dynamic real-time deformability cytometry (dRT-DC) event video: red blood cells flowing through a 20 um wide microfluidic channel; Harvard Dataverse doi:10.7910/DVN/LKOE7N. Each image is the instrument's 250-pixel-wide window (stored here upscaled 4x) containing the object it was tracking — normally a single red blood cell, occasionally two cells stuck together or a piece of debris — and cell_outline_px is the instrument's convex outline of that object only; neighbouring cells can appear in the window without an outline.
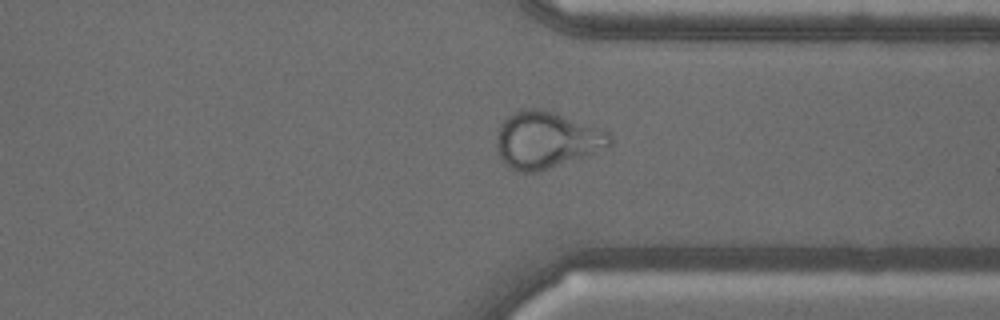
{"species": "common noctule bat (a hibernating species)", "species_latin": "Nyctalus noctula", "temperature_condition": "warm", "stored_images_in_passage": 48, "camera_frame_rate_fps": 3000, "um_per_image_px": 0.085, "animal": {"sex": "male", "body_mass_g": 18.8}, "frame": {"image": 1, "passage_image": 35, "time_ms": 11.333, "image_size_px": [1000, 320], "cell_outline_px": [[612, 144], [608, 148], [536, 172], [520, 172], [504, 164], [500, 160], [496, 144], [496, 132], [500, 124], [508, 116], [524, 108], [540, 108], [556, 112], [600, 128], [608, 132], [612, 136]], "centroid_in_image_um": [46.43, 11.88], "position_along_channel_um": 365.0, "area_um2": 37.51}}